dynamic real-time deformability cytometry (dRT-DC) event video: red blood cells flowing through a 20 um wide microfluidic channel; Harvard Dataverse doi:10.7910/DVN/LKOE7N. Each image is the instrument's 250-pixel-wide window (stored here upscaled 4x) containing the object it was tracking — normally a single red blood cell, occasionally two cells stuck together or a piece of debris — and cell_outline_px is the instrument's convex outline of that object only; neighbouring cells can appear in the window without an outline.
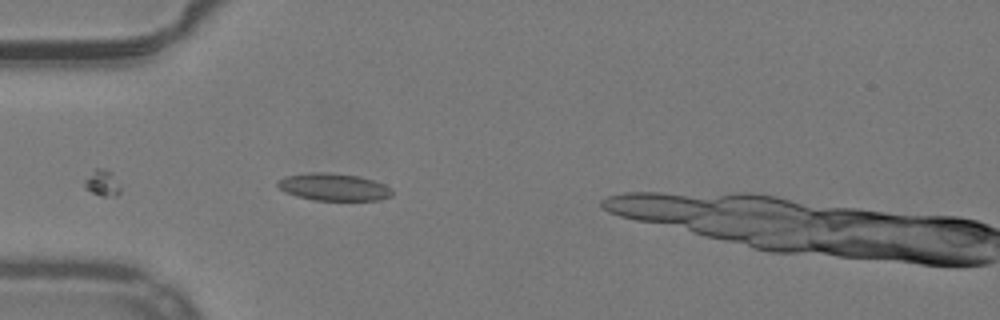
{"species": "common noctule bat (a hibernating species)", "species_latin": "Nyctalus noctula", "temperature_condition": "warm", "stored_images_in_passage": 21, "camera_frame_rate_fps": 3000, "um_per_image_px": 0.085, "animal": {"sex": "male", "body_mass_g": 19.2, "forearm_length_mm": 51.8}, "frame": {"image": 1, "passage_image": 1, "time_ms": 0.0, "image_size_px": [1000, 320], "cell_outline_px": [[392, 196], [380, 200], [312, 200], [296, 196], [284, 192], [276, 184], [276, 180], [284, 176], [312, 172], [328, 172], [356, 176], [372, 180], [384, 184], [392, 188]], "centroid_in_image_um": [28.32, 15.9], "position_along_channel_um": 56.7, "area_um2": 18.32}}